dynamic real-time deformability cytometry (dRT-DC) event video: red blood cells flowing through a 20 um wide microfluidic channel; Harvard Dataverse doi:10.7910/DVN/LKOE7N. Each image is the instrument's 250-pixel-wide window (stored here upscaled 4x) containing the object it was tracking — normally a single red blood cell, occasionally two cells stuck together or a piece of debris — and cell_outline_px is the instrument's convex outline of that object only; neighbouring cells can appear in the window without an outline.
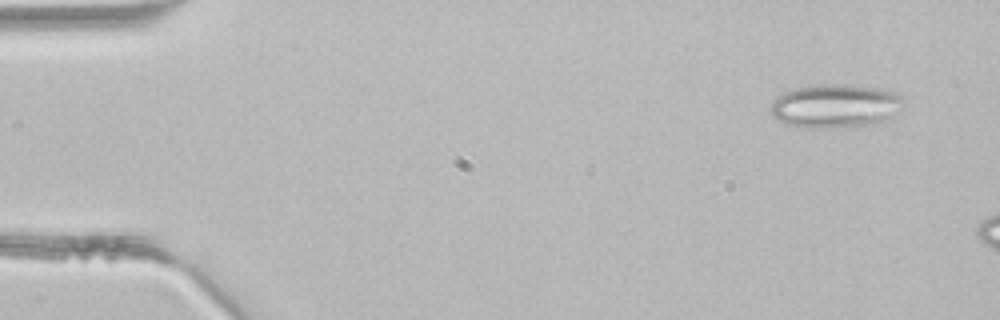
{"species": "common noctule bat (a hibernating species)", "species_latin": "Nyctalus noctula", "temperature_condition": "room temperature", "stored_images_in_passage": 3, "camera_frame_rate_fps": 3000, "um_per_image_px": 0.085, "animal": {"sex": "male", "body_mass_g": 21.5, "forearm_length_mm": 52.0}, "frame": {"image": 1, "passage_image": 1, "time_ms": 0.0, "image_size_px": [1000, 320], "cell_outline_px": [[908, 100], [892, 120], [876, 124], [856, 128], [804, 128], [788, 124], [772, 116], [772, 100], [780, 92], [792, 88], [808, 84], [852, 84], [880, 88], [896, 92]], "centroid_in_image_um": [71.09, 9.01], "position_along_channel_um": 13.9, "area_um2": 35.43}}